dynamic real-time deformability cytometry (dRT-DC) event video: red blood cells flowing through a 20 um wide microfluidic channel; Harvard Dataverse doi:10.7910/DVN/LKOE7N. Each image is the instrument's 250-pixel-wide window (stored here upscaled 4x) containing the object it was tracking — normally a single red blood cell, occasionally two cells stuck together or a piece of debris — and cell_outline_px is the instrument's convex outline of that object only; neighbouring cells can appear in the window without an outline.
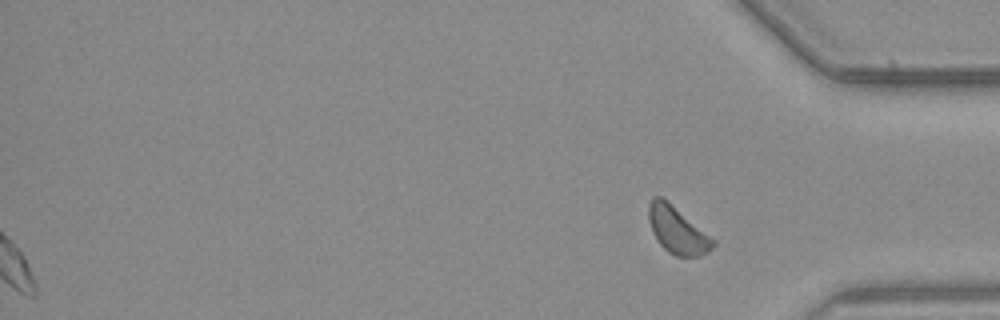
{"species": "common noctule bat (a hibernating species)", "species_latin": "Nyctalus noctula", "temperature_condition": "warm", "stored_images_in_passage": 37, "segment_of_instrument_passage": [2, 2], "camera_frame_rate_fps": 3000, "um_per_image_px": 0.085, "animal": {"sex": "male", "body_mass_g": 23.1, "forearm_length_mm": 52.7}, "frame": {"image": 1, "passage_image": 37, "time_ms": 12.0, "image_size_px": [1000, 320], "cell_outline_px": [[716, 244], [708, 252], [700, 256], [676, 256], [668, 252], [656, 240], [652, 232], [648, 220], [648, 204], [652, 196], [660, 196], [716, 240]], "centroid_in_image_um": [57.55, 19.58], "position_along_channel_um": 377.6, "area_um2": 17.46}}